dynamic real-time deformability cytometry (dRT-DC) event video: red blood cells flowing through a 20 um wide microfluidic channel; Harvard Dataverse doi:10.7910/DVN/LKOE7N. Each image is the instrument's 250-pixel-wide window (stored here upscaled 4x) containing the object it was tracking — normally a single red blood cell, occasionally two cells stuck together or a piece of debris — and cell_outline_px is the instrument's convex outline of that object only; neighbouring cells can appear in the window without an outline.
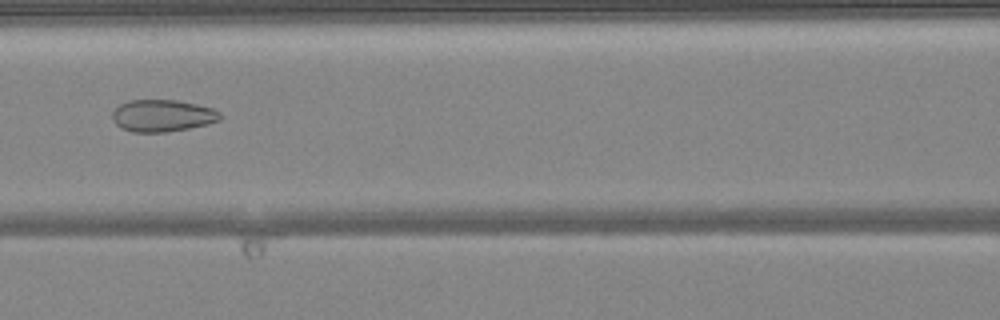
{"species": "common noctule bat (a hibernating species)", "species_latin": "Nyctalus noctula", "temperature_condition": "warm", "stored_images_in_passage": 49, "camera_frame_rate_fps": 3000, "um_per_image_px": 0.085, "animal": {"sex": "female", "body_mass_g": 24.6, "forearm_length_mm": 56.2}, "frame": {"image": 1, "passage_image": 22, "time_ms": 7.0, "image_size_px": [1000, 320], "cell_outline_px": [[224, 116], [220, 120], [208, 124], [188, 128], [164, 132], [132, 132], [120, 128], [112, 120], [112, 112], [120, 104], [128, 100], [176, 100], [196, 104], [212, 108], [220, 112]], "centroid_in_image_um": [13.8, 9.83], "position_along_channel_um": 152.8, "area_um2": 20.23}}
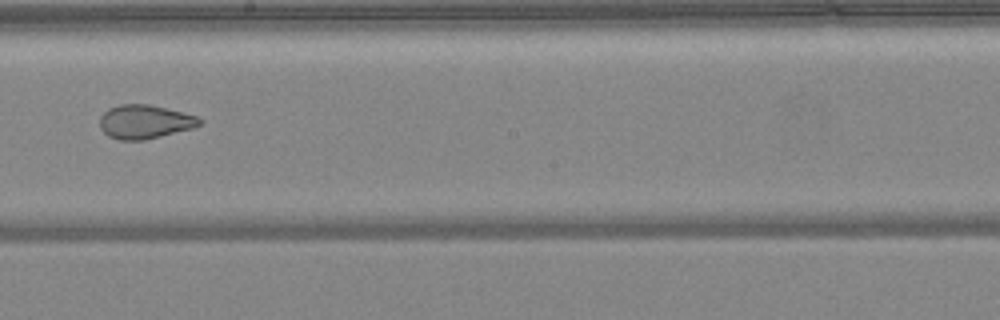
{"frame": {"image": 2, "passage_image": 28, "time_ms": 9.0, "image_size_px": [1000, 320], "cell_outline_px": [[204, 120], [200, 124], [192, 128], [144, 140], [120, 140], [108, 136], [100, 128], [100, 116], [108, 108], [120, 104], [148, 104], [196, 116]], "centroid_in_image_um": [12.26, 10.35], "position_along_channel_um": 235.9, "area_um2": 19.48}}
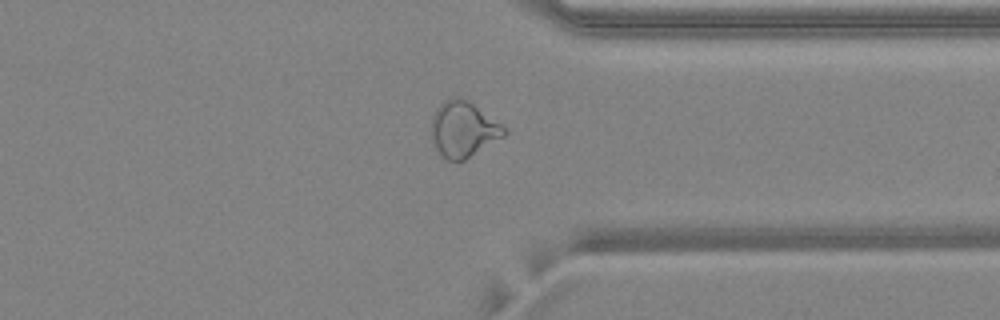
{"frame": {"image": 3, "passage_image": 38, "time_ms": 12.333, "image_size_px": [1000, 320], "cell_outline_px": [[508, 132], [504, 136], [464, 160], [448, 160], [436, 148], [432, 140], [432, 116], [436, 108], [444, 100], [452, 96], [456, 96], [468, 100], [508, 128]], "centroid_in_image_um": [39.4, 10.95], "position_along_channel_um": 372.0, "area_um2": 23.52}, "authors_computed_cell_mechanics": {"area_um2": 25.5476, "velocity_mm_per_s": 4.1629, "shape_relaxation_time_tau1_ms": null, "shape_relaxation_time_tau2_ms": 1.1403, "deformation_change_tau1": null, "deformation_change_tau2": 0.0673}}